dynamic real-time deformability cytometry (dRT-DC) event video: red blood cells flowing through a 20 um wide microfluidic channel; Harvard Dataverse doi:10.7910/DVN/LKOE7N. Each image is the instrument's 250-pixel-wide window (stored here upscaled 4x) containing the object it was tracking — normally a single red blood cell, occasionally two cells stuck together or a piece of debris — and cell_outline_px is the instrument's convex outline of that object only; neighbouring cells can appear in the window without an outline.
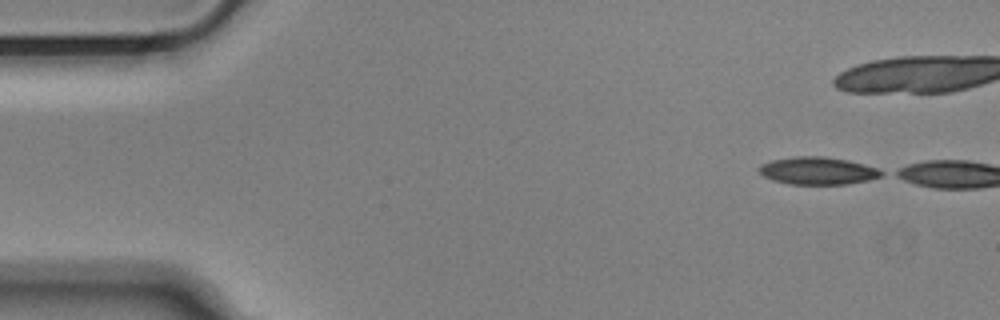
{"species": "Egyptian fruit bat (a non-hibernating species)", "species_latin": "Rousettus aegyptiacus", "temperature_condition": "cold", "stored_images_in_passage": 41, "camera_frame_rate_fps": 3000, "um_per_image_px": 0.085, "animal": {"sex": "male"}, "frame": {"image": 1, "passage_image": 1, "time_ms": 0.0, "image_size_px": [1000, 320], "cell_outline_px": [[884, 172], [880, 176], [868, 180], [848, 184], [788, 184], [772, 180], [764, 176], [760, 172], [760, 164], [772, 160], [796, 156], [824, 156], [848, 160], [876, 168]], "centroid_in_image_um": [69.49, 14.51], "position_along_channel_um": 15.5, "area_um2": 19.48}}
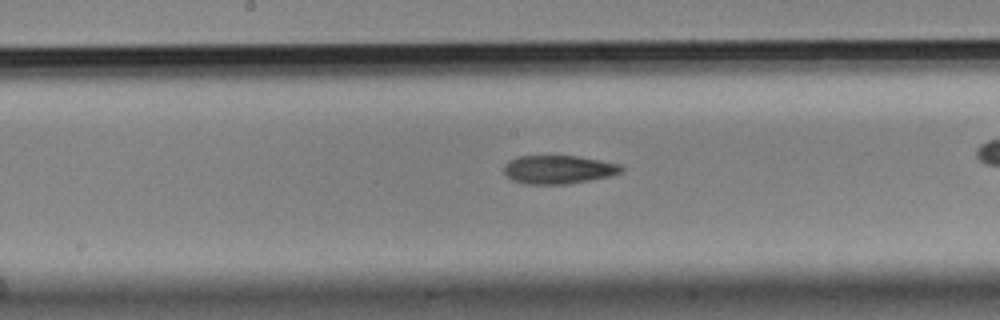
{"frame": {"image": 2, "passage_image": 24, "time_ms": 7.667, "image_size_px": [1000, 320], "cell_outline_px": [[624, 168], [620, 172], [608, 176], [568, 184], [524, 184], [512, 180], [504, 172], [504, 164], [508, 160], [516, 156], [576, 156], [600, 160], [620, 164]], "centroid_in_image_um": [47.42, 14.4], "position_along_channel_um": 200.8, "area_um2": 19.42}}
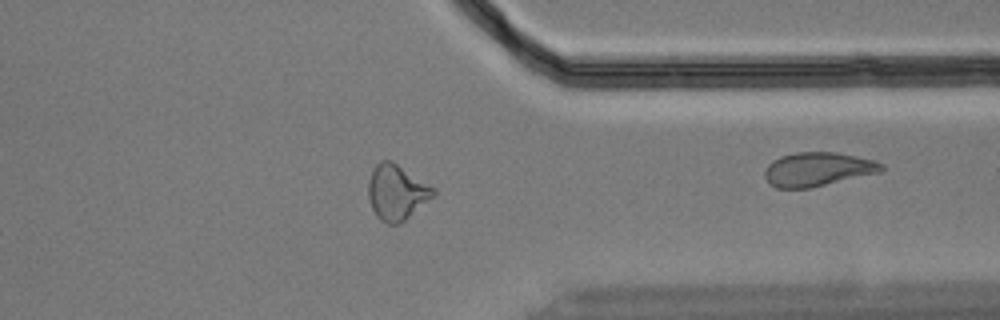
{"frame": {"image": 3, "passage_image": 39, "time_ms": 12.667, "image_size_px": [1000, 320], "cell_outline_px": [[436, 196], [404, 220], [396, 224], [388, 224], [380, 220], [376, 216], [372, 208], [368, 196], [368, 180], [372, 168], [380, 160], [392, 160], [436, 188]], "centroid_in_image_um": [33.73, 16.32], "position_along_channel_um": 377.7, "area_um2": 21.27}, "authors_computed_cell_mechanics": {"area_um2": 19.8254, "velocity_mm_per_s": 3.6649, "shape_relaxation_time_tau1_ms": null, "shape_relaxation_time_tau2_ms": 5.4452, "deformation_change_tau1": null, "deformation_change_tau2": 0.1464}}